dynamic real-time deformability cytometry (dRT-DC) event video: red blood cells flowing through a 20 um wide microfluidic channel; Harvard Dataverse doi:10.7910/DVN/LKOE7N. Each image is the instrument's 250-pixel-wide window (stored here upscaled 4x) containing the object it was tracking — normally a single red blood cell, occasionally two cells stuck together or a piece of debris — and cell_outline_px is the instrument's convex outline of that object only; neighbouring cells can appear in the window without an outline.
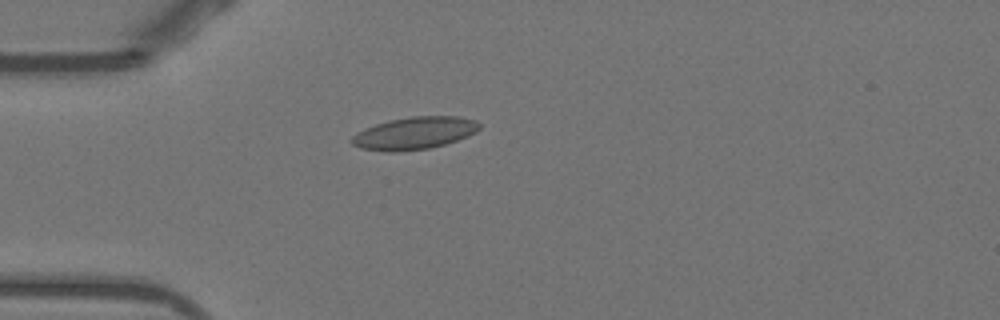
{"species": "Egyptian fruit bat (a non-hibernating species)", "species_latin": "Rousettus aegyptiacus", "temperature_condition": "warm", "stored_images_in_passage": 39, "camera_frame_rate_fps": 3000, "um_per_image_px": 0.085, "animal": {"sex": "female"}, "frame": {"image": 1, "passage_image": 1, "time_ms": 0.0, "image_size_px": [1000, 320], "cell_outline_px": [[480, 128], [476, 132], [468, 136], [444, 144], [428, 148], [396, 152], [388, 152], [360, 148], [352, 144], [348, 140], [356, 132], [364, 128], [388, 120], [412, 116], [460, 116], [476, 120], [480, 124]], "centroid_in_image_um": [35.19, 11.31], "position_along_channel_um": 49.8, "area_um2": 24.28}}
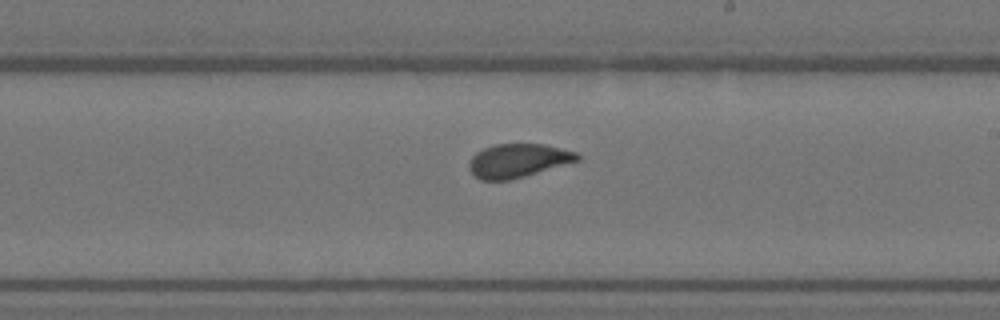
{"frame": {"image": 2, "passage_image": 17, "time_ms": 5.333, "image_size_px": [1000, 320], "cell_outline_px": [[580, 160], [524, 176], [508, 180], [480, 180], [468, 168], [468, 164], [472, 156], [476, 152], [484, 148], [496, 144], [544, 144], [576, 152], [580, 156]], "centroid_in_image_um": [44.01, 13.65], "position_along_channel_um": 245.0, "area_um2": 21.04}}
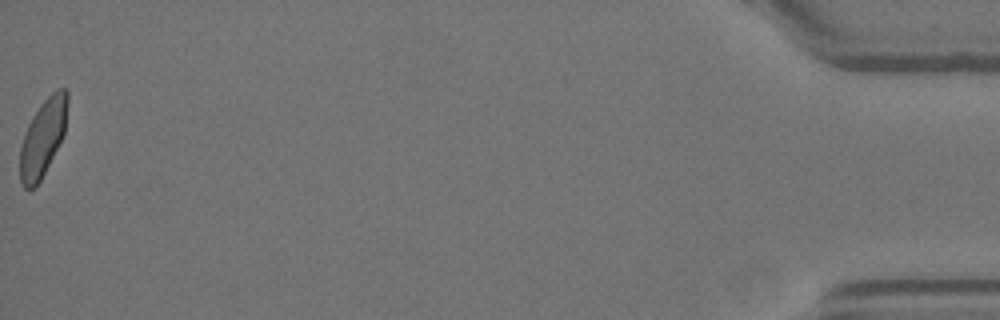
{"frame": {"image": 3, "passage_image": 39, "time_ms": 12.667, "image_size_px": [1000, 320], "cell_outline_px": [[68, 104], [64, 132], [36, 188], [28, 192], [24, 188], [20, 180], [20, 148], [24, 132], [32, 116], [40, 104], [56, 88], [68, 88]], "centroid_in_image_um": [3.63, 11.69], "position_along_channel_um": 431.6, "area_um2": 21.27}, "authors_computed_cell_mechanics": {"area_um2": 21.4438, "velocity_mm_per_s": 3.8875, "shape_relaxation_time_tau1_ms": null, "shape_relaxation_time_tau2_ms": 0.7115, "deformation_change_tau1": null, "deformation_change_tau2": 0.0599}}